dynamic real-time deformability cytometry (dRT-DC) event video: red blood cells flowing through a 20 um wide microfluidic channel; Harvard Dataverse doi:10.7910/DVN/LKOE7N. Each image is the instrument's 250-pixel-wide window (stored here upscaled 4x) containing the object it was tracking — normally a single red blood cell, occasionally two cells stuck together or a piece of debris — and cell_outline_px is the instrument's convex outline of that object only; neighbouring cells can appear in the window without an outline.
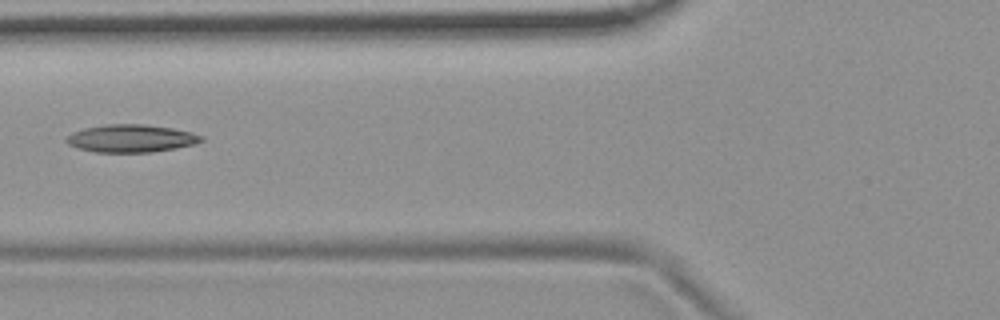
{"species": "common noctule bat (a hibernating species)", "species_latin": "Nyctalus noctula", "temperature_condition": "room temperature", "stored_images_in_passage": 5, "camera_frame_rate_fps": 3000, "um_per_image_px": 0.085, "animal": {"sex": "female", "body_mass_g": 19.9}, "frame": {"image": 1, "passage_image": 5, "time_ms": 5.333, "image_size_px": [1000, 320], "cell_outline_px": [[204, 140], [196, 144], [176, 148], [152, 152], [96, 152], [76, 148], [68, 144], [64, 140], [72, 132], [84, 128], [104, 124], [144, 124], [172, 128], [192, 132], [204, 136]], "centroid_in_image_um": [11.15, 11.76], "position_along_channel_um": 114.6, "area_um2": 21.96}}